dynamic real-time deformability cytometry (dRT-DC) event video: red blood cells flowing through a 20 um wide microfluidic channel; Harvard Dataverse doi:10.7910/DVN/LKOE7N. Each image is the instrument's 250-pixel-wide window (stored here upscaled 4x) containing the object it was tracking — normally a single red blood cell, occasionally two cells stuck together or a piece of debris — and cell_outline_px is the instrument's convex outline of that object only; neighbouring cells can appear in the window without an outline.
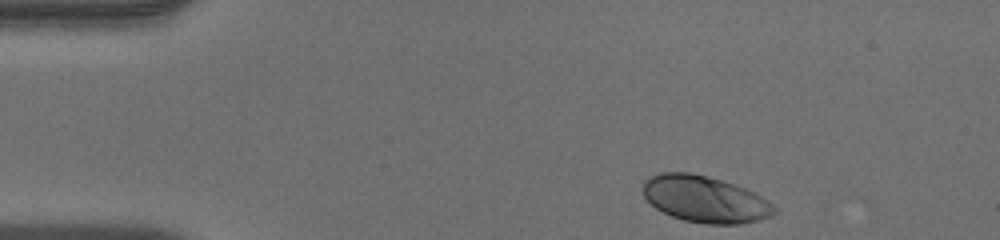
{"species": "human", "species_latin": "Homo sapiens", "temperature_condition": "warm", "stored_images_in_passage": 37, "camera_frame_rate_fps": 3000, "um_per_image_px": 0.085, "donor": {"sex": "male"}, "frame": {"image": 1, "passage_image": 1, "time_ms": 0.0, "image_size_px": [1000, 240], "cell_outline_px": [[776, 212], [772, 216], [760, 220], [740, 224], [704, 224], [684, 220], [672, 216], [656, 208], [644, 196], [644, 180], [648, 176], [660, 172], [688, 172], [708, 176], [724, 180], [744, 188], [760, 196], [772, 204], [776, 208]], "centroid_in_image_um": [59.92, 16.93], "position_along_channel_um": 25.1, "area_um2": 35.6}}
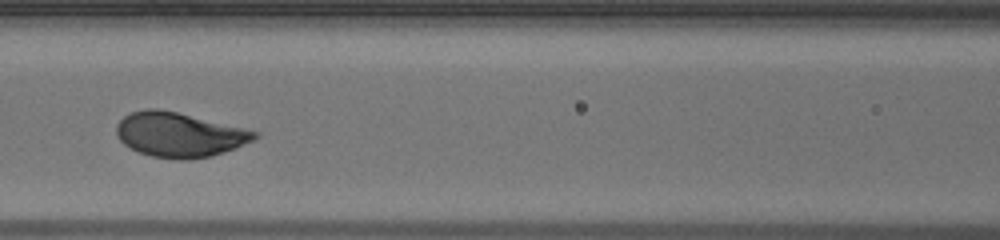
{"frame": {"image": 2, "passage_image": 16, "time_ms": 5.0, "image_size_px": [1000, 240], "cell_outline_px": [[260, 136], [236, 148], [212, 156], [184, 160], [176, 160], [152, 156], [140, 152], [124, 144], [116, 136], [116, 124], [124, 116], [132, 112], [148, 108], [156, 108], [176, 112], [260, 132]], "centroid_in_image_um": [15.23, 11.46], "position_along_channel_um": 151.4, "area_um2": 35.72}}
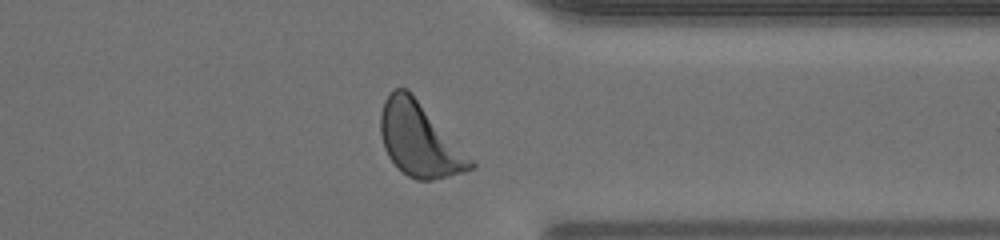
{"frame": {"image": 3, "passage_image": 33, "time_ms": 10.667, "image_size_px": [1000, 240], "cell_outline_px": [[476, 168], [464, 172], [432, 180], [416, 180], [408, 176], [388, 156], [384, 148], [380, 132], [380, 112], [384, 100], [388, 92], [392, 88], [408, 88], [476, 164]], "centroid_in_image_um": [35.62, 11.84], "position_along_channel_um": 375.8, "area_um2": 38.44}, "authors_computed_cell_mechanics": {"area_um2": 35.4892, "velocity_mm_per_s": 4.0341, "shape_relaxation_time_tau1_ms": 2.7902, "shape_relaxation_time_tau2_ms": null, "deformation_change_tau1": 0.1686, "deformation_change_tau2": null}}